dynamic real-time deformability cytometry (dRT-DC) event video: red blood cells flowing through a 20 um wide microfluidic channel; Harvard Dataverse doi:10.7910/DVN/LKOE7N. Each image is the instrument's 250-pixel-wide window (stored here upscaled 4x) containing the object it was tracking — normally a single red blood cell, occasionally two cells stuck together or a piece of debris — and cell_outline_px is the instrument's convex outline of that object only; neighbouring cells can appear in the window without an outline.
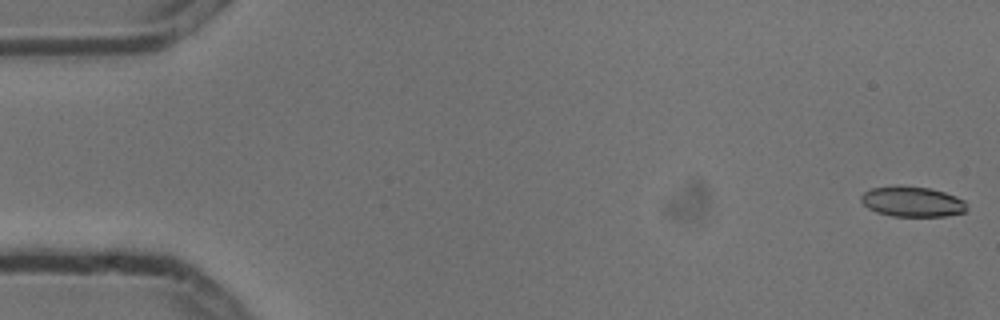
{"species": "common noctule bat (a hibernating species)", "species_latin": "Nyctalus noctula", "temperature_condition": "cold", "stored_images_in_passage": 6, "camera_frame_rate_fps": 3000, "um_per_image_px": 0.085, "animal": {"sex": "male", "body_mass_g": 13.3}, "frame": {"image": 1, "passage_image": 1, "time_ms": 0.0, "image_size_px": [1000, 320], "cell_outline_px": [[968, 212], [944, 216], [892, 216], [876, 212], [868, 208], [860, 200], [860, 196], [864, 192], [872, 188], [928, 188], [944, 192], [956, 196], [964, 200], [968, 208]], "centroid_in_image_um": [77.6, 17.19], "position_along_channel_um": 7.4, "area_um2": 18.15}}
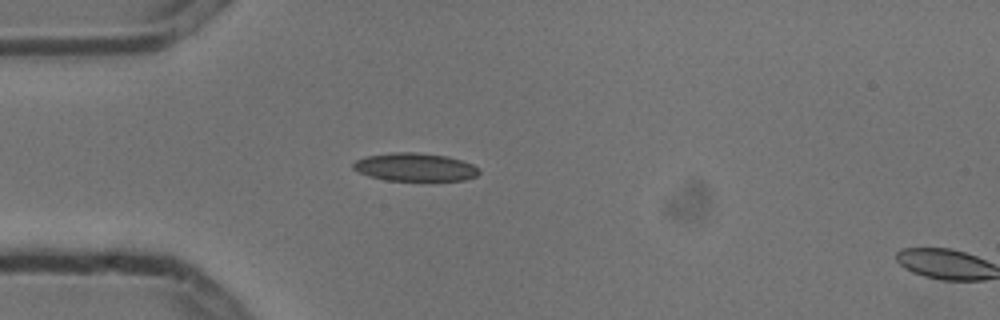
{"frame": {"image": 2, "passage_image": 5, "time_ms": 1.333, "image_size_px": [1000, 320], "cell_outline_px": [[480, 172], [476, 176], [464, 180], [388, 180], [372, 176], [360, 172], [352, 168], [352, 164], [356, 160], [368, 156], [396, 152], [412, 152], [448, 156], [472, 164]], "centroid_in_image_um": [35.28, 14.2], "position_along_channel_um": 49.7, "area_um2": 20.17}}